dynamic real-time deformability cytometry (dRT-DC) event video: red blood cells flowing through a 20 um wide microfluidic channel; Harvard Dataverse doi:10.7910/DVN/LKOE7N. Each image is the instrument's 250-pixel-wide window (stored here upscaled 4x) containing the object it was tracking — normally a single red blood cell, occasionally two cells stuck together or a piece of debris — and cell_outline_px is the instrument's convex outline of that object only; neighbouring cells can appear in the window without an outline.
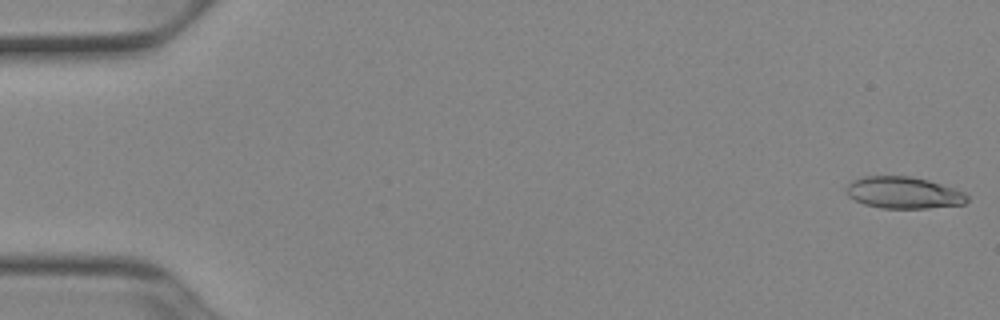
{"species": "Egyptian fruit bat (a non-hibernating species)", "species_latin": "Rousettus aegyptiacus", "temperature_condition": "cold", "stored_images_in_passage": 13, "camera_frame_rate_fps": 3000, "um_per_image_px": 0.085, "animal": {"sex": "female"}, "frame": {"image": 1, "passage_image": 1, "time_ms": 0.0, "image_size_px": [1000, 320], "cell_outline_px": [[968, 200], [964, 204], [928, 208], [880, 208], [864, 204], [848, 196], [844, 192], [848, 184], [852, 180], [864, 176], [908, 176], [928, 180], [964, 192], [968, 196]], "centroid_in_image_um": [76.77, 16.38], "position_along_channel_um": 8.2, "area_um2": 22.31}}